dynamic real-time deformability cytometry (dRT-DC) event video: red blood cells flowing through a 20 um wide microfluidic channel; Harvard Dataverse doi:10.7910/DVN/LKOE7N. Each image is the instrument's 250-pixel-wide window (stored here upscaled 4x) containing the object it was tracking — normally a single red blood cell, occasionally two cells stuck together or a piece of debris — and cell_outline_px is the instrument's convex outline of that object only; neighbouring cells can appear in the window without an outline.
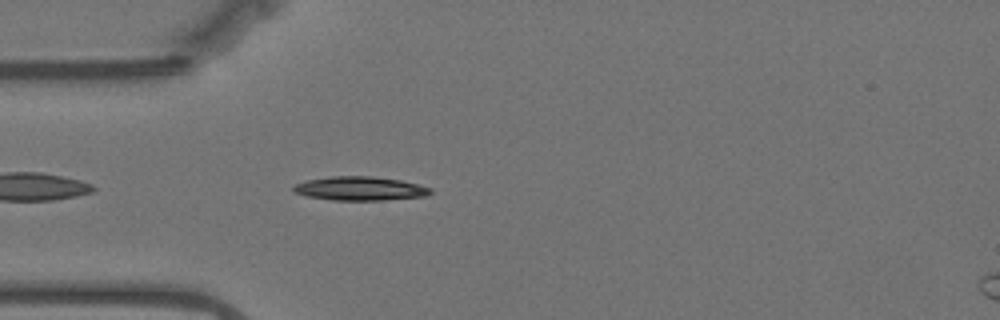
{"species": "Egyptian fruit bat (a non-hibernating species)", "species_latin": "Rousettus aegyptiacus", "temperature_condition": "warm", "stored_images_in_passage": 44, "camera_frame_rate_fps": 3000, "um_per_image_px": 0.085, "animal": {"sex": "female"}, "frame": {"image": 1, "passage_image": 3, "time_ms": 0.667, "image_size_px": [1000, 320], "cell_outline_px": [[432, 192], [428, 196], [384, 200], [332, 200], [308, 196], [292, 192], [292, 188], [296, 184], [304, 180], [332, 176], [372, 176], [400, 180], [432, 188]], "centroid_in_image_um": [30.59, 16.02], "position_along_channel_um": 54.4, "area_um2": 19.13}}
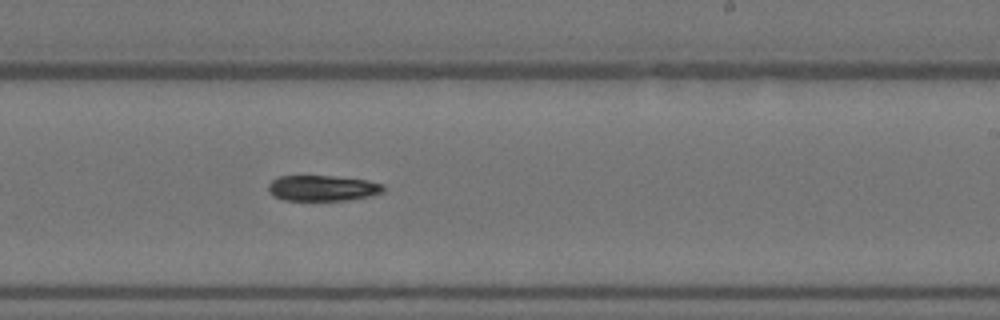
{"frame": {"image": 2, "passage_image": 21, "time_ms": 6.667, "image_size_px": [1000, 320], "cell_outline_px": [[384, 192], [372, 196], [348, 200], [280, 200], [272, 196], [268, 192], [268, 184], [272, 180], [280, 176], [332, 176], [368, 180], [384, 184]], "centroid_in_image_um": [27.42, 16.0], "position_along_channel_um": 261.6, "area_um2": 17.46}}
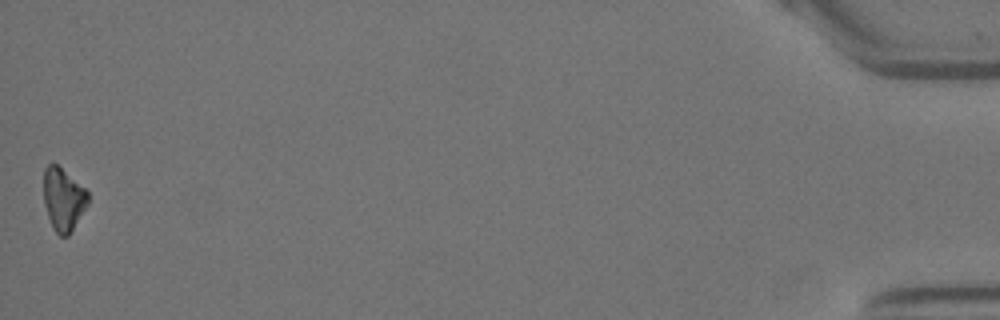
{"frame": {"image": 3, "passage_image": 44, "time_ms": 14.333, "image_size_px": [1000, 320], "cell_outline_px": [[88, 204], [68, 236], [60, 236], [52, 228], [44, 204], [44, 168], [48, 164], [56, 164], [84, 188], [88, 192]], "centroid_in_image_um": [5.36, 16.96], "position_along_channel_um": 429.8, "area_um2": 15.95}}